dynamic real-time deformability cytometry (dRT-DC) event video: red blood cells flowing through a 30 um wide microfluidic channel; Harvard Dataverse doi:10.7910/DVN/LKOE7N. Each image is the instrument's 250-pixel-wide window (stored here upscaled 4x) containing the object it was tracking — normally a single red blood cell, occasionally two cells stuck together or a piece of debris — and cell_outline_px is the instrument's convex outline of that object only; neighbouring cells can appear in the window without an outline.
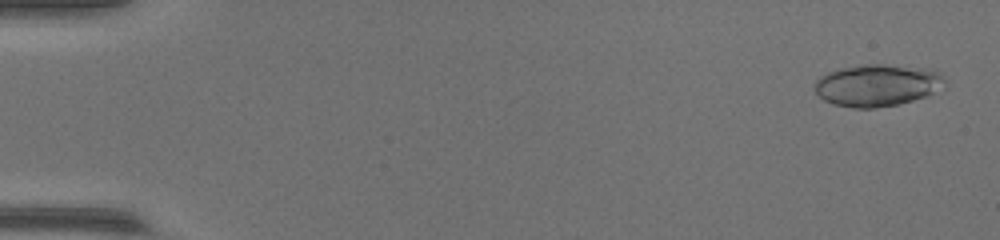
{"species": "common noctule bat (a hibernating species)", "species_latin": "Nyctalus noctula", "temperature_condition": "warm", "stored_images_in_passage": 52, "segment_of_instrument_passage": [1, 2], "camera_frame_rate_fps": 3000, "um_per_image_px": 0.085, "animal": {"sex": "female", "body_mass_g": 17.0, "forearm_length_mm": 48.0}, "frame": {"image": 1, "passage_image": 2, "time_ms": 0.333, "image_size_px": [1000, 240], "cell_outline_px": [[948, 84], [928, 96], [900, 104], [872, 108], [852, 108], [832, 104], [824, 100], [812, 88], [816, 80], [820, 76], [828, 72], [840, 68], [864, 64], [884, 64], [924, 68], [940, 72], [944, 76]], "centroid_in_image_um": [74.58, 7.25], "position_along_channel_um": 10.4, "area_um2": 32.31}}
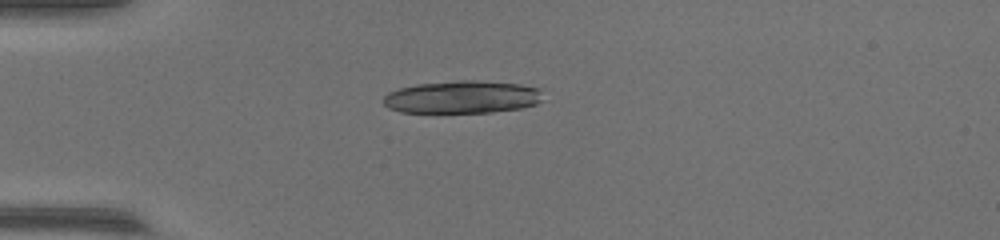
{"frame": {"image": 2, "passage_image": 15, "time_ms": 4.667, "image_size_px": [1000, 240], "cell_outline_px": [[544, 100], [536, 104], [520, 108], [492, 112], [400, 112], [388, 108], [380, 100], [388, 92], [400, 88], [416, 84], [456, 80], [476, 80], [520, 84], [540, 88]], "centroid_in_image_um": [39.29, 8.24], "position_along_channel_um": 45.7, "area_um2": 30.63}}